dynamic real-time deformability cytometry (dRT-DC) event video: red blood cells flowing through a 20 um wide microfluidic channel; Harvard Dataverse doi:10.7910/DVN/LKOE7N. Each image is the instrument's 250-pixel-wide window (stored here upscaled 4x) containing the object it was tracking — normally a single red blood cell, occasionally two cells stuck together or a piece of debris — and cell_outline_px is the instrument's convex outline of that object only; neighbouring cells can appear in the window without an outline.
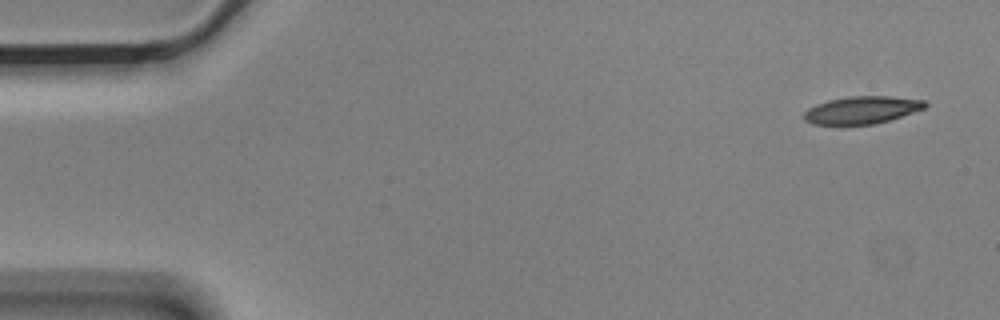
{"species": "Egyptian fruit bat (a non-hibernating species)", "species_latin": "Rousettus aegyptiacus", "temperature_condition": "cold", "stored_images_in_passage": 6, "camera_frame_rate_fps": 3000, "um_per_image_px": 0.085, "animal": {"sex": "male"}, "frame": {"image": 1, "passage_image": 1, "time_ms": 0.0, "image_size_px": [1000, 320], "cell_outline_px": [[928, 104], [924, 108], [876, 124], [840, 128], [812, 124], [804, 120], [804, 112], [808, 108], [816, 104], [828, 100], [852, 96], [892, 96], [924, 100]], "centroid_in_image_um": [73.16, 9.4], "position_along_channel_um": 11.8, "area_um2": 20.11}}
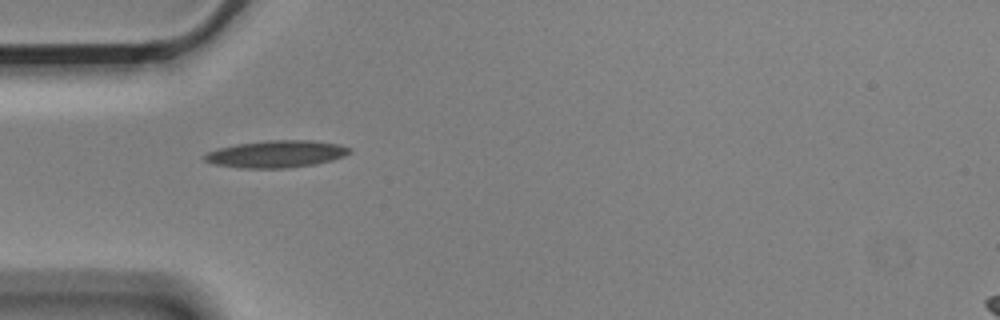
{"frame": {"image": 2, "passage_image": 5, "time_ms": 1.333, "image_size_px": [1000, 320], "cell_outline_px": [[352, 152], [344, 156], [332, 160], [316, 164], [288, 168], [244, 168], [212, 164], [204, 160], [204, 156], [208, 152], [220, 148], [236, 144], [268, 140], [312, 140], [340, 144], [352, 148]], "centroid_in_image_um": [23.54, 13.09], "position_along_channel_um": 61.5, "area_um2": 23.0}}
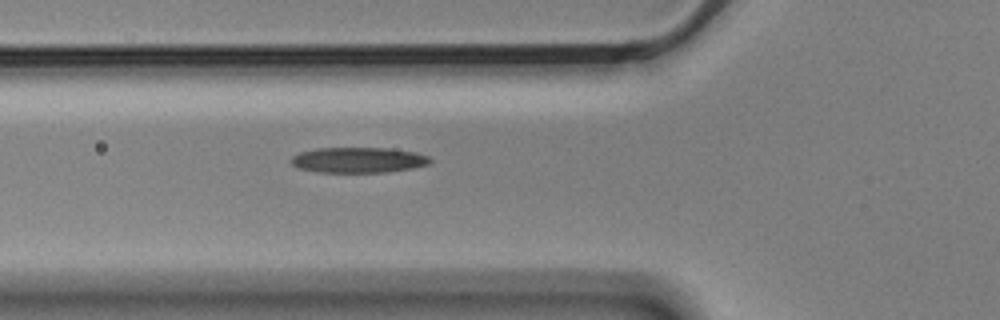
{"frame": {"image": 3, "passage_image": 6, "time_ms": 1.667, "image_size_px": [1000, 320], "cell_outline_px": [[432, 160], [428, 164], [412, 168], [388, 172], [316, 172], [296, 168], [288, 160], [292, 156], [300, 152], [316, 148], [388, 148], [416, 152], [428, 156]], "centroid_in_image_um": [30.41, 13.6], "position_along_channel_um": 95.4, "area_um2": 20.81}}